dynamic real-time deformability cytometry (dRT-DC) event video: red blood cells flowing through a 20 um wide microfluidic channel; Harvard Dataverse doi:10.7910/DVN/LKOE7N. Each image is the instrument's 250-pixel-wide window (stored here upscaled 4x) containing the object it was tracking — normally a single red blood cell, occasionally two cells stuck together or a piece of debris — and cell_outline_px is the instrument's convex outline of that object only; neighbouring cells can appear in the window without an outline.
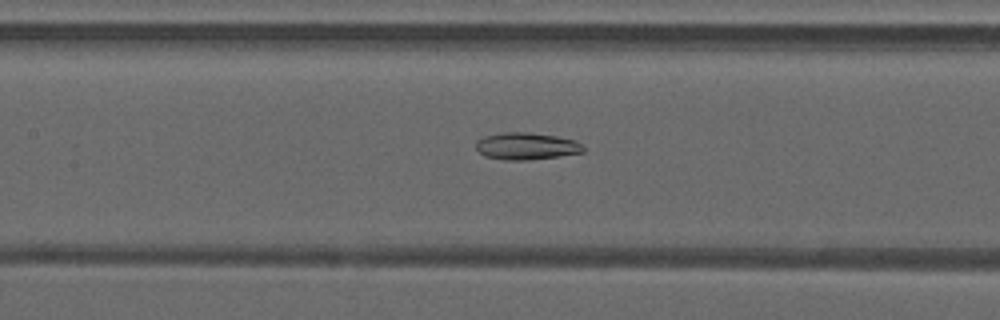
{"species": "common noctule bat (a hibernating species)", "species_latin": "Nyctalus noctula", "temperature_condition": "warm", "stored_images_in_passage": 49, "camera_frame_rate_fps": 3000, "um_per_image_px": 0.085, "animal": {"sex": "male", "forearm_length_mm": 52.5}, "frame": {"image": 1, "passage_image": 23, "time_ms": 7.333, "image_size_px": [1000, 320], "cell_outline_px": [[584, 152], [560, 156], [528, 160], [504, 160], [484, 156], [476, 148], [476, 140], [484, 136], [504, 132], [528, 132], [556, 136], [576, 140], [584, 148]], "centroid_in_image_um": [44.73, 12.42], "position_along_channel_um": 162.7, "area_um2": 16.99}}
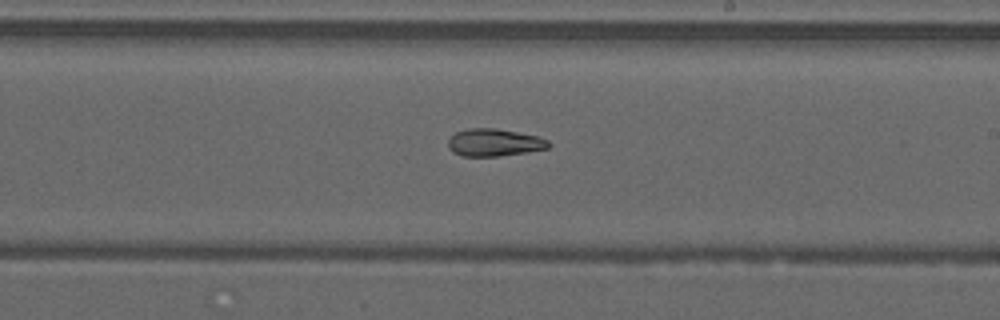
{"frame": {"image": 2, "passage_image": 29, "time_ms": 9.333, "image_size_px": [1000, 320], "cell_outline_px": [[552, 144], [548, 148], [528, 152], [496, 156], [460, 156], [452, 152], [448, 148], [448, 140], [456, 132], [468, 128], [496, 128], [536, 136], [548, 140]], "centroid_in_image_um": [41.99, 12.12], "position_along_channel_um": 247.0, "area_um2": 16.07}}
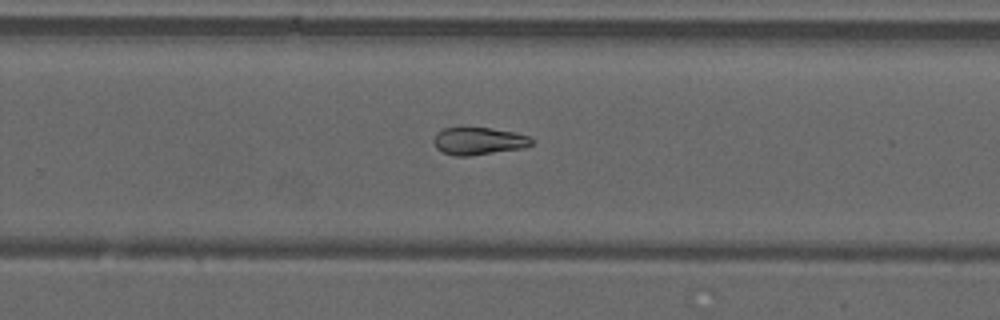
{"frame": {"image": 3, "passage_image": 32, "time_ms": 10.333, "image_size_px": [1000, 320], "cell_outline_px": [[532, 144], [524, 148], [468, 156], [452, 156], [436, 148], [432, 140], [436, 132], [444, 128], [492, 128], [512, 132], [528, 136], [532, 140]], "centroid_in_image_um": [40.64, 11.99], "position_along_channel_um": 289.2, "area_um2": 15.61}, "authors_computed_cell_mechanics": {"area_um2": 18.2648, "velocity_mm_per_s": 4.2256, "shape_relaxation_time_tau1_ms": null, "shape_relaxation_time_tau2_ms": 6.7076, "deformation_change_tau1": null, "deformation_change_tau2": 0.152}}